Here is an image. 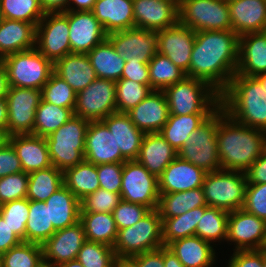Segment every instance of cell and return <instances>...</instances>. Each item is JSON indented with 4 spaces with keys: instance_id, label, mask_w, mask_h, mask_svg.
Returning a JSON list of instances; mask_svg holds the SVG:
<instances>
[{
    "instance_id": "cell-1",
    "label": "cell",
    "mask_w": 266,
    "mask_h": 267,
    "mask_svg": "<svg viewBox=\"0 0 266 267\" xmlns=\"http://www.w3.org/2000/svg\"><path fill=\"white\" fill-rule=\"evenodd\" d=\"M239 38L232 30L196 31L186 76L208 83L221 95L236 74Z\"/></svg>"
},
{
    "instance_id": "cell-2",
    "label": "cell",
    "mask_w": 266,
    "mask_h": 267,
    "mask_svg": "<svg viewBox=\"0 0 266 267\" xmlns=\"http://www.w3.org/2000/svg\"><path fill=\"white\" fill-rule=\"evenodd\" d=\"M216 137L222 170L245 173L264 152V132L236 122L221 106Z\"/></svg>"
},
{
    "instance_id": "cell-3",
    "label": "cell",
    "mask_w": 266,
    "mask_h": 267,
    "mask_svg": "<svg viewBox=\"0 0 266 267\" xmlns=\"http://www.w3.org/2000/svg\"><path fill=\"white\" fill-rule=\"evenodd\" d=\"M220 96V106L233 120L266 130V92L256 77L236 73Z\"/></svg>"
},
{
    "instance_id": "cell-4",
    "label": "cell",
    "mask_w": 266,
    "mask_h": 267,
    "mask_svg": "<svg viewBox=\"0 0 266 267\" xmlns=\"http://www.w3.org/2000/svg\"><path fill=\"white\" fill-rule=\"evenodd\" d=\"M169 114H213L221 105L220 94L208 83L185 76L181 81L166 87Z\"/></svg>"
},
{
    "instance_id": "cell-5",
    "label": "cell",
    "mask_w": 266,
    "mask_h": 267,
    "mask_svg": "<svg viewBox=\"0 0 266 267\" xmlns=\"http://www.w3.org/2000/svg\"><path fill=\"white\" fill-rule=\"evenodd\" d=\"M88 125V120L74 115L60 128L45 137L54 167L64 172L84 160Z\"/></svg>"
},
{
    "instance_id": "cell-6",
    "label": "cell",
    "mask_w": 266,
    "mask_h": 267,
    "mask_svg": "<svg viewBox=\"0 0 266 267\" xmlns=\"http://www.w3.org/2000/svg\"><path fill=\"white\" fill-rule=\"evenodd\" d=\"M162 218L151 210L136 224L119 229L113 249L120 262L132 256L163 247Z\"/></svg>"
},
{
    "instance_id": "cell-7",
    "label": "cell",
    "mask_w": 266,
    "mask_h": 267,
    "mask_svg": "<svg viewBox=\"0 0 266 267\" xmlns=\"http://www.w3.org/2000/svg\"><path fill=\"white\" fill-rule=\"evenodd\" d=\"M246 187V174L233 170L207 173L202 184L207 206L227 212L242 209Z\"/></svg>"
},
{
    "instance_id": "cell-8",
    "label": "cell",
    "mask_w": 266,
    "mask_h": 267,
    "mask_svg": "<svg viewBox=\"0 0 266 267\" xmlns=\"http://www.w3.org/2000/svg\"><path fill=\"white\" fill-rule=\"evenodd\" d=\"M1 62L12 87L41 90L54 72L53 62L36 48L8 55Z\"/></svg>"
},
{
    "instance_id": "cell-9",
    "label": "cell",
    "mask_w": 266,
    "mask_h": 267,
    "mask_svg": "<svg viewBox=\"0 0 266 267\" xmlns=\"http://www.w3.org/2000/svg\"><path fill=\"white\" fill-rule=\"evenodd\" d=\"M218 109L196 130L177 152V156L191 162L206 173L222 170L216 132Z\"/></svg>"
},
{
    "instance_id": "cell-10",
    "label": "cell",
    "mask_w": 266,
    "mask_h": 267,
    "mask_svg": "<svg viewBox=\"0 0 266 267\" xmlns=\"http://www.w3.org/2000/svg\"><path fill=\"white\" fill-rule=\"evenodd\" d=\"M179 23L195 31L232 30L228 0H180Z\"/></svg>"
},
{
    "instance_id": "cell-11",
    "label": "cell",
    "mask_w": 266,
    "mask_h": 267,
    "mask_svg": "<svg viewBox=\"0 0 266 267\" xmlns=\"http://www.w3.org/2000/svg\"><path fill=\"white\" fill-rule=\"evenodd\" d=\"M121 199L155 210L159 202V181L137 160L123 163Z\"/></svg>"
},
{
    "instance_id": "cell-12",
    "label": "cell",
    "mask_w": 266,
    "mask_h": 267,
    "mask_svg": "<svg viewBox=\"0 0 266 267\" xmlns=\"http://www.w3.org/2000/svg\"><path fill=\"white\" fill-rule=\"evenodd\" d=\"M35 48L53 63L71 53L68 11L45 13L36 26Z\"/></svg>"
},
{
    "instance_id": "cell-13",
    "label": "cell",
    "mask_w": 266,
    "mask_h": 267,
    "mask_svg": "<svg viewBox=\"0 0 266 267\" xmlns=\"http://www.w3.org/2000/svg\"><path fill=\"white\" fill-rule=\"evenodd\" d=\"M73 112L89 122L101 121L117 112L115 82L100 78L94 80L77 93Z\"/></svg>"
},
{
    "instance_id": "cell-14",
    "label": "cell",
    "mask_w": 266,
    "mask_h": 267,
    "mask_svg": "<svg viewBox=\"0 0 266 267\" xmlns=\"http://www.w3.org/2000/svg\"><path fill=\"white\" fill-rule=\"evenodd\" d=\"M226 242L232 251L261 250L266 247V221L244 209L229 212Z\"/></svg>"
},
{
    "instance_id": "cell-15",
    "label": "cell",
    "mask_w": 266,
    "mask_h": 267,
    "mask_svg": "<svg viewBox=\"0 0 266 267\" xmlns=\"http://www.w3.org/2000/svg\"><path fill=\"white\" fill-rule=\"evenodd\" d=\"M41 90L9 86L7 135L32 134L36 110L41 101Z\"/></svg>"
},
{
    "instance_id": "cell-16",
    "label": "cell",
    "mask_w": 266,
    "mask_h": 267,
    "mask_svg": "<svg viewBox=\"0 0 266 267\" xmlns=\"http://www.w3.org/2000/svg\"><path fill=\"white\" fill-rule=\"evenodd\" d=\"M85 241L86 236L80 221L57 230L41 245L45 266L58 267L64 262L76 260Z\"/></svg>"
},
{
    "instance_id": "cell-17",
    "label": "cell",
    "mask_w": 266,
    "mask_h": 267,
    "mask_svg": "<svg viewBox=\"0 0 266 267\" xmlns=\"http://www.w3.org/2000/svg\"><path fill=\"white\" fill-rule=\"evenodd\" d=\"M107 39L125 61L132 59L148 63L157 53V34L154 31L134 27L112 32Z\"/></svg>"
},
{
    "instance_id": "cell-18",
    "label": "cell",
    "mask_w": 266,
    "mask_h": 267,
    "mask_svg": "<svg viewBox=\"0 0 266 267\" xmlns=\"http://www.w3.org/2000/svg\"><path fill=\"white\" fill-rule=\"evenodd\" d=\"M156 34L157 52L167 56L174 65L187 73L196 31L178 22L172 27L156 32Z\"/></svg>"
},
{
    "instance_id": "cell-19",
    "label": "cell",
    "mask_w": 266,
    "mask_h": 267,
    "mask_svg": "<svg viewBox=\"0 0 266 267\" xmlns=\"http://www.w3.org/2000/svg\"><path fill=\"white\" fill-rule=\"evenodd\" d=\"M136 28L154 32L179 22L178 2L174 0H133Z\"/></svg>"
},
{
    "instance_id": "cell-20",
    "label": "cell",
    "mask_w": 266,
    "mask_h": 267,
    "mask_svg": "<svg viewBox=\"0 0 266 267\" xmlns=\"http://www.w3.org/2000/svg\"><path fill=\"white\" fill-rule=\"evenodd\" d=\"M71 53L87 54L107 39V33L92 11H68Z\"/></svg>"
},
{
    "instance_id": "cell-21",
    "label": "cell",
    "mask_w": 266,
    "mask_h": 267,
    "mask_svg": "<svg viewBox=\"0 0 266 267\" xmlns=\"http://www.w3.org/2000/svg\"><path fill=\"white\" fill-rule=\"evenodd\" d=\"M84 160L95 165L127 161L120 149H117L114 135L102 121L89 122L85 137Z\"/></svg>"
},
{
    "instance_id": "cell-22",
    "label": "cell",
    "mask_w": 266,
    "mask_h": 267,
    "mask_svg": "<svg viewBox=\"0 0 266 267\" xmlns=\"http://www.w3.org/2000/svg\"><path fill=\"white\" fill-rule=\"evenodd\" d=\"M131 122L143 133H159L168 121L169 108L163 90L151 93L129 112Z\"/></svg>"
},
{
    "instance_id": "cell-23",
    "label": "cell",
    "mask_w": 266,
    "mask_h": 267,
    "mask_svg": "<svg viewBox=\"0 0 266 267\" xmlns=\"http://www.w3.org/2000/svg\"><path fill=\"white\" fill-rule=\"evenodd\" d=\"M206 174L201 168L177 156L158 178L159 193H176L201 188Z\"/></svg>"
},
{
    "instance_id": "cell-24",
    "label": "cell",
    "mask_w": 266,
    "mask_h": 267,
    "mask_svg": "<svg viewBox=\"0 0 266 267\" xmlns=\"http://www.w3.org/2000/svg\"><path fill=\"white\" fill-rule=\"evenodd\" d=\"M232 31L239 37L266 31V0H228Z\"/></svg>"
},
{
    "instance_id": "cell-25",
    "label": "cell",
    "mask_w": 266,
    "mask_h": 267,
    "mask_svg": "<svg viewBox=\"0 0 266 267\" xmlns=\"http://www.w3.org/2000/svg\"><path fill=\"white\" fill-rule=\"evenodd\" d=\"M8 142L15 150L23 172L29 174L52 166L45 137L16 134L8 136Z\"/></svg>"
},
{
    "instance_id": "cell-26",
    "label": "cell",
    "mask_w": 266,
    "mask_h": 267,
    "mask_svg": "<svg viewBox=\"0 0 266 267\" xmlns=\"http://www.w3.org/2000/svg\"><path fill=\"white\" fill-rule=\"evenodd\" d=\"M114 135L117 149L127 160H137L145 133L140 131L127 113L115 112L101 120Z\"/></svg>"
},
{
    "instance_id": "cell-27",
    "label": "cell",
    "mask_w": 266,
    "mask_h": 267,
    "mask_svg": "<svg viewBox=\"0 0 266 267\" xmlns=\"http://www.w3.org/2000/svg\"><path fill=\"white\" fill-rule=\"evenodd\" d=\"M166 247L185 267H216L219 259L217 248L198 236L172 241Z\"/></svg>"
},
{
    "instance_id": "cell-28",
    "label": "cell",
    "mask_w": 266,
    "mask_h": 267,
    "mask_svg": "<svg viewBox=\"0 0 266 267\" xmlns=\"http://www.w3.org/2000/svg\"><path fill=\"white\" fill-rule=\"evenodd\" d=\"M266 72V31L248 33L239 38L236 73L256 77Z\"/></svg>"
},
{
    "instance_id": "cell-29",
    "label": "cell",
    "mask_w": 266,
    "mask_h": 267,
    "mask_svg": "<svg viewBox=\"0 0 266 267\" xmlns=\"http://www.w3.org/2000/svg\"><path fill=\"white\" fill-rule=\"evenodd\" d=\"M54 73L79 93L97 79L87 54L70 53L53 63Z\"/></svg>"
},
{
    "instance_id": "cell-30",
    "label": "cell",
    "mask_w": 266,
    "mask_h": 267,
    "mask_svg": "<svg viewBox=\"0 0 266 267\" xmlns=\"http://www.w3.org/2000/svg\"><path fill=\"white\" fill-rule=\"evenodd\" d=\"M92 12L107 34L135 27L133 0H96Z\"/></svg>"
},
{
    "instance_id": "cell-31",
    "label": "cell",
    "mask_w": 266,
    "mask_h": 267,
    "mask_svg": "<svg viewBox=\"0 0 266 267\" xmlns=\"http://www.w3.org/2000/svg\"><path fill=\"white\" fill-rule=\"evenodd\" d=\"M36 26L24 21L2 19L0 61L8 55L35 48Z\"/></svg>"
},
{
    "instance_id": "cell-32",
    "label": "cell",
    "mask_w": 266,
    "mask_h": 267,
    "mask_svg": "<svg viewBox=\"0 0 266 267\" xmlns=\"http://www.w3.org/2000/svg\"><path fill=\"white\" fill-rule=\"evenodd\" d=\"M176 157L177 152L160 133H147L144 135L137 161L159 178Z\"/></svg>"
},
{
    "instance_id": "cell-33",
    "label": "cell",
    "mask_w": 266,
    "mask_h": 267,
    "mask_svg": "<svg viewBox=\"0 0 266 267\" xmlns=\"http://www.w3.org/2000/svg\"><path fill=\"white\" fill-rule=\"evenodd\" d=\"M49 222L56 230L74 225L80 220V200L65 186L60 187L46 201Z\"/></svg>"
},
{
    "instance_id": "cell-34",
    "label": "cell",
    "mask_w": 266,
    "mask_h": 267,
    "mask_svg": "<svg viewBox=\"0 0 266 267\" xmlns=\"http://www.w3.org/2000/svg\"><path fill=\"white\" fill-rule=\"evenodd\" d=\"M97 78L117 82L122 75L125 59L116 52L112 43L106 39L87 53Z\"/></svg>"
},
{
    "instance_id": "cell-35",
    "label": "cell",
    "mask_w": 266,
    "mask_h": 267,
    "mask_svg": "<svg viewBox=\"0 0 266 267\" xmlns=\"http://www.w3.org/2000/svg\"><path fill=\"white\" fill-rule=\"evenodd\" d=\"M228 215L229 212L227 211L215 207L201 206L196 236L206 240L215 248L220 247L222 243V245L226 244Z\"/></svg>"
},
{
    "instance_id": "cell-36",
    "label": "cell",
    "mask_w": 266,
    "mask_h": 267,
    "mask_svg": "<svg viewBox=\"0 0 266 267\" xmlns=\"http://www.w3.org/2000/svg\"><path fill=\"white\" fill-rule=\"evenodd\" d=\"M207 206L202 187L176 193H160L157 210L161 218H172Z\"/></svg>"
},
{
    "instance_id": "cell-37",
    "label": "cell",
    "mask_w": 266,
    "mask_h": 267,
    "mask_svg": "<svg viewBox=\"0 0 266 267\" xmlns=\"http://www.w3.org/2000/svg\"><path fill=\"white\" fill-rule=\"evenodd\" d=\"M212 114L171 115L159 132L176 152L185 144L190 134Z\"/></svg>"
},
{
    "instance_id": "cell-38",
    "label": "cell",
    "mask_w": 266,
    "mask_h": 267,
    "mask_svg": "<svg viewBox=\"0 0 266 267\" xmlns=\"http://www.w3.org/2000/svg\"><path fill=\"white\" fill-rule=\"evenodd\" d=\"M86 240L114 246L118 229L112 213L80 212Z\"/></svg>"
},
{
    "instance_id": "cell-39",
    "label": "cell",
    "mask_w": 266,
    "mask_h": 267,
    "mask_svg": "<svg viewBox=\"0 0 266 267\" xmlns=\"http://www.w3.org/2000/svg\"><path fill=\"white\" fill-rule=\"evenodd\" d=\"M64 185L79 199L100 188L97 165L86 160L63 172Z\"/></svg>"
},
{
    "instance_id": "cell-40",
    "label": "cell",
    "mask_w": 266,
    "mask_h": 267,
    "mask_svg": "<svg viewBox=\"0 0 266 267\" xmlns=\"http://www.w3.org/2000/svg\"><path fill=\"white\" fill-rule=\"evenodd\" d=\"M63 185V171L53 165L46 169L30 172L26 198L34 201H46Z\"/></svg>"
},
{
    "instance_id": "cell-41",
    "label": "cell",
    "mask_w": 266,
    "mask_h": 267,
    "mask_svg": "<svg viewBox=\"0 0 266 267\" xmlns=\"http://www.w3.org/2000/svg\"><path fill=\"white\" fill-rule=\"evenodd\" d=\"M56 231L52 222H49L48 207L45 201L29 200L25 242L42 245Z\"/></svg>"
},
{
    "instance_id": "cell-42",
    "label": "cell",
    "mask_w": 266,
    "mask_h": 267,
    "mask_svg": "<svg viewBox=\"0 0 266 267\" xmlns=\"http://www.w3.org/2000/svg\"><path fill=\"white\" fill-rule=\"evenodd\" d=\"M74 116L72 109L59 107L41 99L36 110L33 135L47 137Z\"/></svg>"
},
{
    "instance_id": "cell-43",
    "label": "cell",
    "mask_w": 266,
    "mask_h": 267,
    "mask_svg": "<svg viewBox=\"0 0 266 267\" xmlns=\"http://www.w3.org/2000/svg\"><path fill=\"white\" fill-rule=\"evenodd\" d=\"M199 221L200 207L172 218H162V239L164 246L178 239L196 236V227Z\"/></svg>"
},
{
    "instance_id": "cell-44",
    "label": "cell",
    "mask_w": 266,
    "mask_h": 267,
    "mask_svg": "<svg viewBox=\"0 0 266 267\" xmlns=\"http://www.w3.org/2000/svg\"><path fill=\"white\" fill-rule=\"evenodd\" d=\"M150 87L153 90H164L166 87L181 81L186 73L174 65L167 56L160 53L148 62Z\"/></svg>"
},
{
    "instance_id": "cell-45",
    "label": "cell",
    "mask_w": 266,
    "mask_h": 267,
    "mask_svg": "<svg viewBox=\"0 0 266 267\" xmlns=\"http://www.w3.org/2000/svg\"><path fill=\"white\" fill-rule=\"evenodd\" d=\"M2 267H44L42 246L22 241L1 255Z\"/></svg>"
},
{
    "instance_id": "cell-46",
    "label": "cell",
    "mask_w": 266,
    "mask_h": 267,
    "mask_svg": "<svg viewBox=\"0 0 266 267\" xmlns=\"http://www.w3.org/2000/svg\"><path fill=\"white\" fill-rule=\"evenodd\" d=\"M0 14L4 19L24 21L37 26L45 11L39 0H0Z\"/></svg>"
},
{
    "instance_id": "cell-47",
    "label": "cell",
    "mask_w": 266,
    "mask_h": 267,
    "mask_svg": "<svg viewBox=\"0 0 266 267\" xmlns=\"http://www.w3.org/2000/svg\"><path fill=\"white\" fill-rule=\"evenodd\" d=\"M77 260L84 267H118L120 264L113 247L87 240L82 245Z\"/></svg>"
},
{
    "instance_id": "cell-48",
    "label": "cell",
    "mask_w": 266,
    "mask_h": 267,
    "mask_svg": "<svg viewBox=\"0 0 266 267\" xmlns=\"http://www.w3.org/2000/svg\"><path fill=\"white\" fill-rule=\"evenodd\" d=\"M116 84L117 112L127 113L144 100L153 90L150 86L120 78Z\"/></svg>"
},
{
    "instance_id": "cell-49",
    "label": "cell",
    "mask_w": 266,
    "mask_h": 267,
    "mask_svg": "<svg viewBox=\"0 0 266 267\" xmlns=\"http://www.w3.org/2000/svg\"><path fill=\"white\" fill-rule=\"evenodd\" d=\"M77 93L54 72L41 89L42 100L74 110Z\"/></svg>"
},
{
    "instance_id": "cell-50",
    "label": "cell",
    "mask_w": 266,
    "mask_h": 267,
    "mask_svg": "<svg viewBox=\"0 0 266 267\" xmlns=\"http://www.w3.org/2000/svg\"><path fill=\"white\" fill-rule=\"evenodd\" d=\"M0 215L21 240L25 241L26 223L29 216V199L23 198L3 203Z\"/></svg>"
},
{
    "instance_id": "cell-51",
    "label": "cell",
    "mask_w": 266,
    "mask_h": 267,
    "mask_svg": "<svg viewBox=\"0 0 266 267\" xmlns=\"http://www.w3.org/2000/svg\"><path fill=\"white\" fill-rule=\"evenodd\" d=\"M121 200L119 193H113L102 188L86 195L80 200V212L112 213Z\"/></svg>"
},
{
    "instance_id": "cell-52",
    "label": "cell",
    "mask_w": 266,
    "mask_h": 267,
    "mask_svg": "<svg viewBox=\"0 0 266 267\" xmlns=\"http://www.w3.org/2000/svg\"><path fill=\"white\" fill-rule=\"evenodd\" d=\"M28 173L19 172L0 178V203L26 198Z\"/></svg>"
},
{
    "instance_id": "cell-53",
    "label": "cell",
    "mask_w": 266,
    "mask_h": 267,
    "mask_svg": "<svg viewBox=\"0 0 266 267\" xmlns=\"http://www.w3.org/2000/svg\"><path fill=\"white\" fill-rule=\"evenodd\" d=\"M150 211L146 206L121 199L118 206L113 210L112 215L119 230L136 224Z\"/></svg>"
},
{
    "instance_id": "cell-54",
    "label": "cell",
    "mask_w": 266,
    "mask_h": 267,
    "mask_svg": "<svg viewBox=\"0 0 266 267\" xmlns=\"http://www.w3.org/2000/svg\"><path fill=\"white\" fill-rule=\"evenodd\" d=\"M242 209L266 221V183H247Z\"/></svg>"
},
{
    "instance_id": "cell-55",
    "label": "cell",
    "mask_w": 266,
    "mask_h": 267,
    "mask_svg": "<svg viewBox=\"0 0 266 267\" xmlns=\"http://www.w3.org/2000/svg\"><path fill=\"white\" fill-rule=\"evenodd\" d=\"M123 163H105L97 165L100 188L119 193L122 187Z\"/></svg>"
},
{
    "instance_id": "cell-56",
    "label": "cell",
    "mask_w": 266,
    "mask_h": 267,
    "mask_svg": "<svg viewBox=\"0 0 266 267\" xmlns=\"http://www.w3.org/2000/svg\"><path fill=\"white\" fill-rule=\"evenodd\" d=\"M228 258L225 261L226 267H263V248L261 250L233 251Z\"/></svg>"
},
{
    "instance_id": "cell-57",
    "label": "cell",
    "mask_w": 266,
    "mask_h": 267,
    "mask_svg": "<svg viewBox=\"0 0 266 267\" xmlns=\"http://www.w3.org/2000/svg\"><path fill=\"white\" fill-rule=\"evenodd\" d=\"M20 160L9 142L0 148V178L22 172Z\"/></svg>"
},
{
    "instance_id": "cell-58",
    "label": "cell",
    "mask_w": 266,
    "mask_h": 267,
    "mask_svg": "<svg viewBox=\"0 0 266 267\" xmlns=\"http://www.w3.org/2000/svg\"><path fill=\"white\" fill-rule=\"evenodd\" d=\"M125 263L129 267H164V246L132 256Z\"/></svg>"
},
{
    "instance_id": "cell-59",
    "label": "cell",
    "mask_w": 266,
    "mask_h": 267,
    "mask_svg": "<svg viewBox=\"0 0 266 267\" xmlns=\"http://www.w3.org/2000/svg\"><path fill=\"white\" fill-rule=\"evenodd\" d=\"M121 78L150 86L148 63H140L132 59L125 61Z\"/></svg>"
},
{
    "instance_id": "cell-60",
    "label": "cell",
    "mask_w": 266,
    "mask_h": 267,
    "mask_svg": "<svg viewBox=\"0 0 266 267\" xmlns=\"http://www.w3.org/2000/svg\"><path fill=\"white\" fill-rule=\"evenodd\" d=\"M247 183H266V152L264 151L245 172Z\"/></svg>"
},
{
    "instance_id": "cell-61",
    "label": "cell",
    "mask_w": 266,
    "mask_h": 267,
    "mask_svg": "<svg viewBox=\"0 0 266 267\" xmlns=\"http://www.w3.org/2000/svg\"><path fill=\"white\" fill-rule=\"evenodd\" d=\"M22 241L11 230V227L0 215V254L6 253L9 249L18 245Z\"/></svg>"
},
{
    "instance_id": "cell-62",
    "label": "cell",
    "mask_w": 266,
    "mask_h": 267,
    "mask_svg": "<svg viewBox=\"0 0 266 267\" xmlns=\"http://www.w3.org/2000/svg\"><path fill=\"white\" fill-rule=\"evenodd\" d=\"M41 7L47 12H64L67 10L69 0H39Z\"/></svg>"
},
{
    "instance_id": "cell-63",
    "label": "cell",
    "mask_w": 266,
    "mask_h": 267,
    "mask_svg": "<svg viewBox=\"0 0 266 267\" xmlns=\"http://www.w3.org/2000/svg\"><path fill=\"white\" fill-rule=\"evenodd\" d=\"M96 0H69L66 11H92Z\"/></svg>"
},
{
    "instance_id": "cell-64",
    "label": "cell",
    "mask_w": 266,
    "mask_h": 267,
    "mask_svg": "<svg viewBox=\"0 0 266 267\" xmlns=\"http://www.w3.org/2000/svg\"><path fill=\"white\" fill-rule=\"evenodd\" d=\"M9 90L8 74L5 66L0 61V99H6Z\"/></svg>"
},
{
    "instance_id": "cell-65",
    "label": "cell",
    "mask_w": 266,
    "mask_h": 267,
    "mask_svg": "<svg viewBox=\"0 0 266 267\" xmlns=\"http://www.w3.org/2000/svg\"><path fill=\"white\" fill-rule=\"evenodd\" d=\"M164 267H185L175 254L164 246Z\"/></svg>"
},
{
    "instance_id": "cell-66",
    "label": "cell",
    "mask_w": 266,
    "mask_h": 267,
    "mask_svg": "<svg viewBox=\"0 0 266 267\" xmlns=\"http://www.w3.org/2000/svg\"><path fill=\"white\" fill-rule=\"evenodd\" d=\"M8 106L6 99H0V129L7 133Z\"/></svg>"
},
{
    "instance_id": "cell-67",
    "label": "cell",
    "mask_w": 266,
    "mask_h": 267,
    "mask_svg": "<svg viewBox=\"0 0 266 267\" xmlns=\"http://www.w3.org/2000/svg\"><path fill=\"white\" fill-rule=\"evenodd\" d=\"M58 267H84L77 259L62 263Z\"/></svg>"
},
{
    "instance_id": "cell-68",
    "label": "cell",
    "mask_w": 266,
    "mask_h": 267,
    "mask_svg": "<svg viewBox=\"0 0 266 267\" xmlns=\"http://www.w3.org/2000/svg\"><path fill=\"white\" fill-rule=\"evenodd\" d=\"M8 142V135L4 130L0 129V148Z\"/></svg>"
},
{
    "instance_id": "cell-69",
    "label": "cell",
    "mask_w": 266,
    "mask_h": 267,
    "mask_svg": "<svg viewBox=\"0 0 266 267\" xmlns=\"http://www.w3.org/2000/svg\"><path fill=\"white\" fill-rule=\"evenodd\" d=\"M256 78L259 80V82L262 84L263 86V89L265 90L266 92V72L265 73H261V74H258L256 76Z\"/></svg>"
},
{
    "instance_id": "cell-70",
    "label": "cell",
    "mask_w": 266,
    "mask_h": 267,
    "mask_svg": "<svg viewBox=\"0 0 266 267\" xmlns=\"http://www.w3.org/2000/svg\"><path fill=\"white\" fill-rule=\"evenodd\" d=\"M263 267H266V247L263 248Z\"/></svg>"
},
{
    "instance_id": "cell-71",
    "label": "cell",
    "mask_w": 266,
    "mask_h": 267,
    "mask_svg": "<svg viewBox=\"0 0 266 267\" xmlns=\"http://www.w3.org/2000/svg\"><path fill=\"white\" fill-rule=\"evenodd\" d=\"M264 132V151L266 152V130Z\"/></svg>"
},
{
    "instance_id": "cell-72",
    "label": "cell",
    "mask_w": 266,
    "mask_h": 267,
    "mask_svg": "<svg viewBox=\"0 0 266 267\" xmlns=\"http://www.w3.org/2000/svg\"><path fill=\"white\" fill-rule=\"evenodd\" d=\"M118 267H129L125 262H120Z\"/></svg>"
},
{
    "instance_id": "cell-73",
    "label": "cell",
    "mask_w": 266,
    "mask_h": 267,
    "mask_svg": "<svg viewBox=\"0 0 266 267\" xmlns=\"http://www.w3.org/2000/svg\"><path fill=\"white\" fill-rule=\"evenodd\" d=\"M0 267H2V258H1V254H0Z\"/></svg>"
},
{
    "instance_id": "cell-74",
    "label": "cell",
    "mask_w": 266,
    "mask_h": 267,
    "mask_svg": "<svg viewBox=\"0 0 266 267\" xmlns=\"http://www.w3.org/2000/svg\"><path fill=\"white\" fill-rule=\"evenodd\" d=\"M2 19H3V17H2L1 14H0V24H1V22H2Z\"/></svg>"
}]
</instances>
